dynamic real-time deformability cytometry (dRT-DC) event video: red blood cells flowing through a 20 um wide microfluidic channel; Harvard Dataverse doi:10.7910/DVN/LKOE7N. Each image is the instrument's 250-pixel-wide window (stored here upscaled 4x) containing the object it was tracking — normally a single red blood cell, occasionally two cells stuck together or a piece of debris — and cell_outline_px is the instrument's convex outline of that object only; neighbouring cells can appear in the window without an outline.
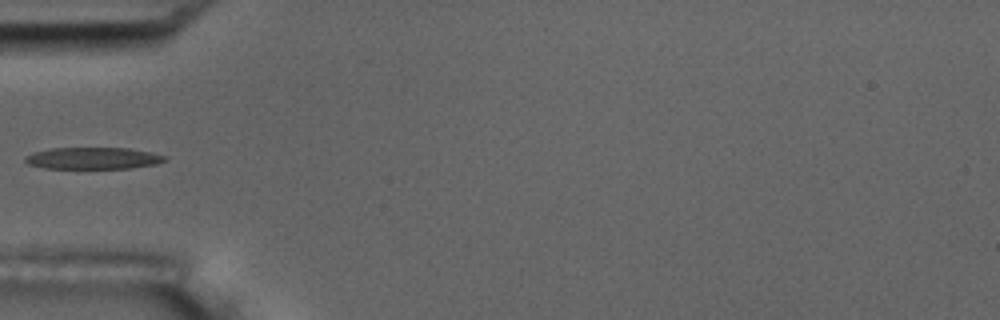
{"species": "common noctule bat (a hibernating species)", "species_latin": "Nyctalus noctula", "temperature_condition": "room temperature", "stored_images_in_passage": 5, "camera_frame_rate_fps": 3000, "um_per_image_px": 0.085, "animal": {"sex": "male", "body_mass_g": 17.5, "forearm_length_mm": 52.3}, "frame": {"image": 1, "passage_image": 5, "time_ms": 5.333, "image_size_px": [1000, 320], "cell_outline_px": [[168, 160], [156, 164], [132, 168], [44, 168], [28, 164], [24, 160], [24, 156], [32, 152], [52, 148], [128, 148], [152, 152], [164, 156]], "centroid_in_image_um": [7.9, 13.44], "position_along_channel_um": 77.1, "area_um2": 17.74}}